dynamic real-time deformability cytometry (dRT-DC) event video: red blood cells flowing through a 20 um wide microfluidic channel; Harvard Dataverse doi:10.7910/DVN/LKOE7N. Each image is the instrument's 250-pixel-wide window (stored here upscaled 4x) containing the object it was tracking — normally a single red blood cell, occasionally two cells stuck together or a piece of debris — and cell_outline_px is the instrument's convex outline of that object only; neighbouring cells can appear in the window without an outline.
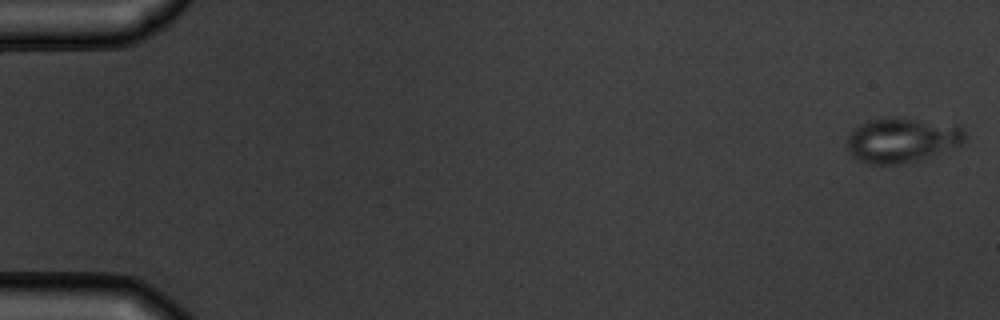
{"species": "common noctule bat (a hibernating species)", "species_latin": "Nyctalus noctula", "temperature_condition": "warm", "stored_images_in_passage": 5, "camera_frame_rate_fps": 3000, "um_per_image_px": 0.085, "animal": {"sex": "male", "body_mass_g": 19.5, "forearm_length_mm": 54.6}, "frame": {"image": 1, "passage_image": 1, "time_ms": 0.0, "image_size_px": [1000, 320], "cell_outline_px": [[968, 136], [960, 144], [928, 160], [908, 164], [872, 164], [860, 160], [852, 156], [844, 140], [860, 124], [868, 120], [912, 120], [960, 124], [968, 132]], "centroid_in_image_um": [76.76, 11.96], "position_along_channel_um": 8.2, "area_um2": 30.87}}